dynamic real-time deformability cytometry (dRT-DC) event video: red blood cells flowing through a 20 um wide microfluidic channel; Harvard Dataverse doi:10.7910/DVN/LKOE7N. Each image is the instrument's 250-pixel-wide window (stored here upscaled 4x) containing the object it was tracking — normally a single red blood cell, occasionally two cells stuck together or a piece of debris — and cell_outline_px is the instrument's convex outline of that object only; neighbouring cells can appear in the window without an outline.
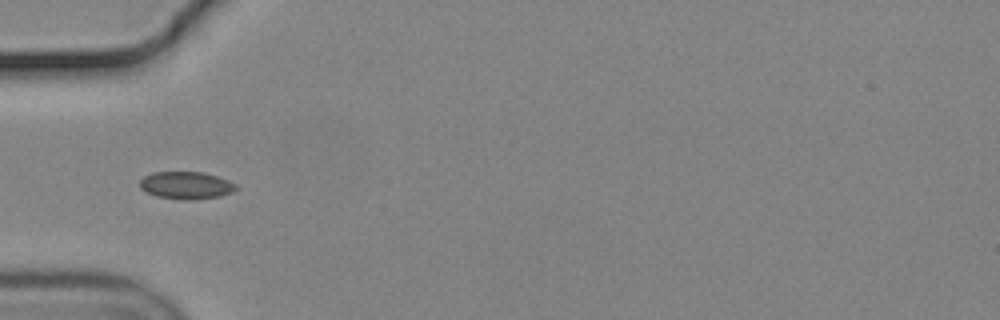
{"species": "common noctule bat (a hibernating species)", "species_latin": "Nyctalus noctula", "temperature_condition": "cold", "stored_images_in_passage": 38, "camera_frame_rate_fps": 3000, "um_per_image_px": 0.085, "animal": {"sex": "male", "body_mass_g": 19.2, "forearm_length_mm": 51.8}, "frame": {"image": 1, "passage_image": 1, "time_ms": 0.0, "image_size_px": [1000, 320], "cell_outline_px": [[236, 188], [232, 192], [220, 196], [188, 200], [184, 200], [156, 196], [140, 188], [140, 180], [144, 176], [152, 172], [204, 172], [228, 180], [236, 184]], "centroid_in_image_um": [15.81, 15.74], "position_along_channel_um": 69.2, "area_um2": 15.26}}
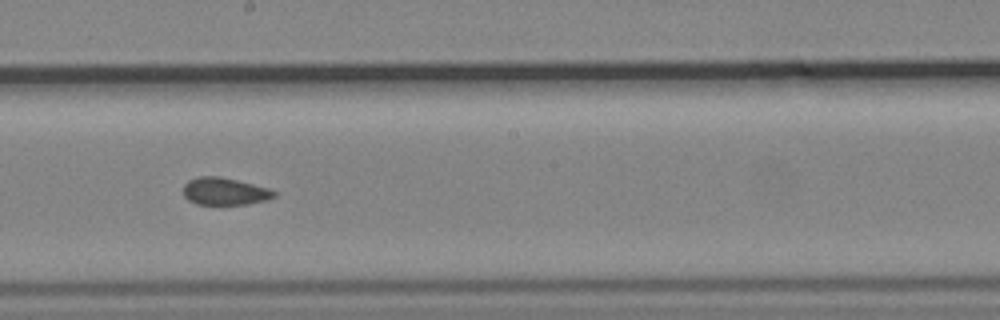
{"frame": {"image": 2, "passage_image": 14, "time_ms": 4.333, "image_size_px": [1000, 320], "cell_outline_px": [[276, 196], [268, 200], [248, 204], [196, 204], [188, 200], [184, 196], [184, 184], [188, 180], [200, 176], [220, 176], [268, 188], [276, 192]], "centroid_in_image_um": [19.1, 16.27], "position_along_channel_um": 229.1, "area_um2": 14.45}}
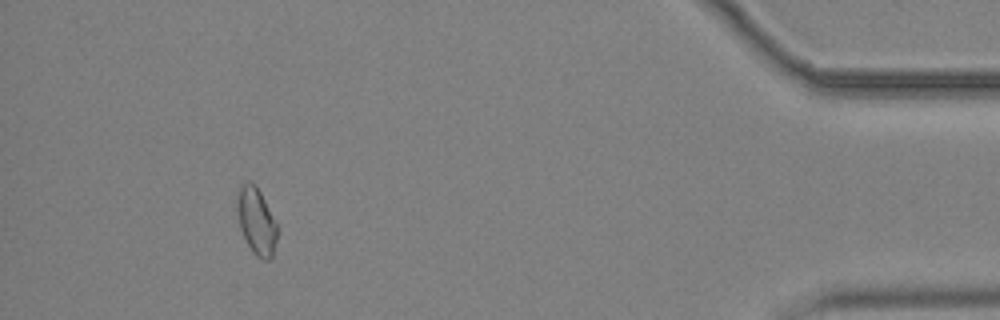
{"frame": {"image": 3, "passage_image": 34, "time_ms": 11.0, "image_size_px": [1000, 320], "cell_outline_px": [[276, 240], [272, 256], [268, 260], [264, 260], [256, 256], [252, 252], [240, 228], [240, 188], [248, 180], [256, 184], [276, 224]], "centroid_in_image_um": [21.84, 18.85], "position_along_channel_um": 413.4, "area_um2": 14.57}, "authors_computed_cell_mechanics": {"area_um2": 14.9991, "velocity_mm_per_s": 3.6877, "shape_relaxation_time_tau1_ms": null, "shape_relaxation_time_tau2_ms": 6.6427, "deformation_change_tau1": null, "deformation_change_tau2": 0.0815}}